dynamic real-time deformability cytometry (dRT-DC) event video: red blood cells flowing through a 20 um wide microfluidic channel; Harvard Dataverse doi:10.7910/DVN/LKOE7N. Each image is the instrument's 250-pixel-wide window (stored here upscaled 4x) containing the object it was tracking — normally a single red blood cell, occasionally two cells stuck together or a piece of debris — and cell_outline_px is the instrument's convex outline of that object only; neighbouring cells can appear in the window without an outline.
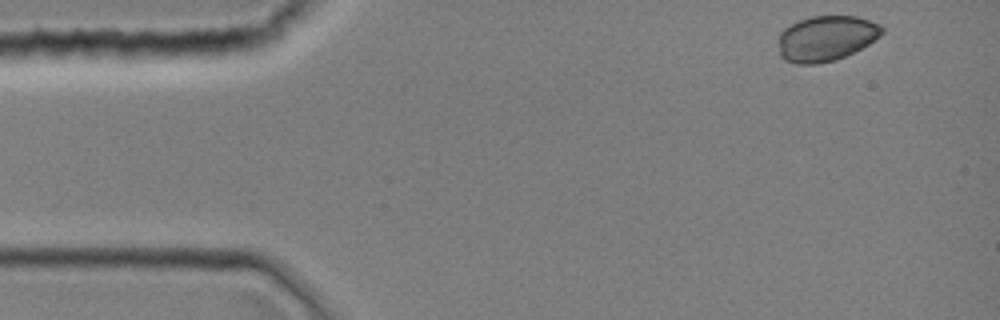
{"species": "common noctule bat (a hibernating species)", "species_latin": "Nyctalus noctula", "temperature_condition": "room temperature", "stored_images_in_passage": 35, "camera_frame_rate_fps": 3000, "um_per_image_px": 0.085, "animal": {"sex": "female", "body_mass_g": 19.0, "forearm_length_mm": 51.5}, "frame": {"image": 1, "passage_image": 1, "time_ms": 0.0, "image_size_px": [1000, 320], "cell_outline_px": [[884, 32], [880, 36], [868, 44], [836, 60], [816, 64], [796, 64], [784, 60], [780, 56], [780, 32], [784, 28], [800, 20], [812, 16], [856, 16], [880, 24], [884, 28]], "centroid_in_image_um": [70.22, 3.26], "position_along_channel_um": 14.8, "area_um2": 27.22}}
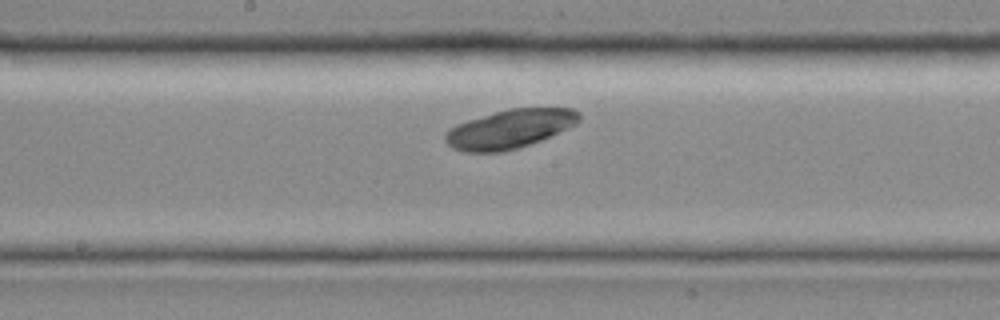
{"frame": {"image": 2, "passage_image": 19, "time_ms": 6.0, "image_size_px": [1000, 320], "cell_outline_px": [[580, 120], [576, 124], [540, 140], [504, 152], [464, 152], [452, 148], [444, 140], [444, 132], [448, 128], [456, 124], [468, 120], [508, 108], [572, 108], [580, 112]], "centroid_in_image_um": [43.29, 10.96], "position_along_channel_um": 204.9, "area_um2": 30.23}}
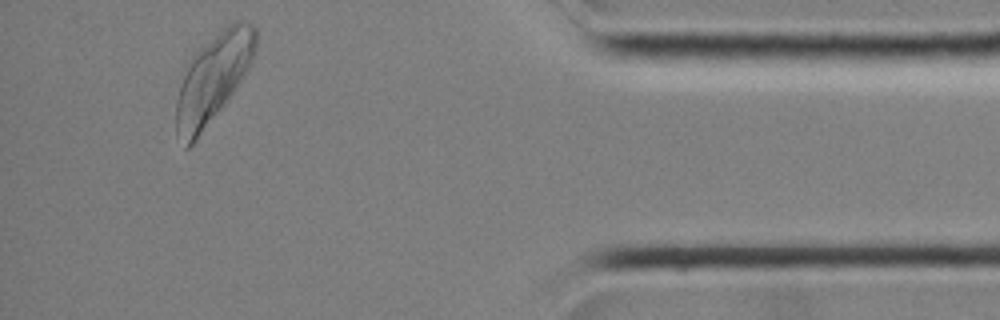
{"frame": {"image": 3, "passage_image": 35, "time_ms": 11.333, "image_size_px": [1000, 320], "cell_outline_px": [[256, 52], [244, 76], [236, 88], [224, 104], [196, 140], [188, 148], [184, 148], [176, 132], [176, 100], [184, 64], [192, 52], [220, 28], [232, 20], [244, 20], [252, 24], [256, 28]], "centroid_in_image_um": [18.08, 6.58], "position_along_channel_um": 417.1, "area_um2": 41.96}}